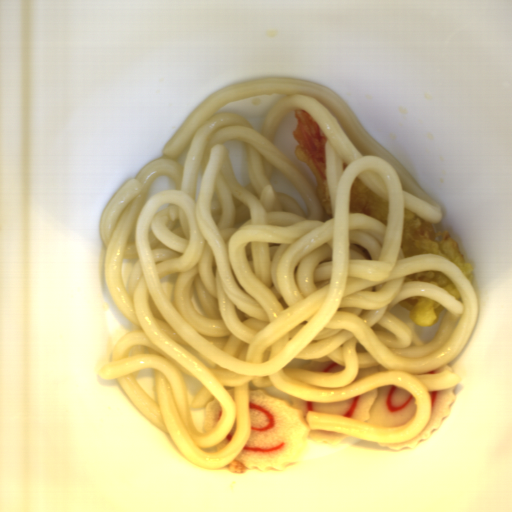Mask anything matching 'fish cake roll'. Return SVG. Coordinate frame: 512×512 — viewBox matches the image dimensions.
I'll return each mask as SVG.
<instances>
[{
	"label": "fish cake roll",
	"instance_id": "obj_1",
	"mask_svg": "<svg viewBox=\"0 0 512 512\" xmlns=\"http://www.w3.org/2000/svg\"><path fill=\"white\" fill-rule=\"evenodd\" d=\"M250 431L242 451L234 458L244 469L265 473L282 471L298 462L309 442L337 444L349 436L309 429L308 411L353 418L380 427H398L416 412V398L394 385L375 388L351 399L311 402L291 395L289 400L249 387Z\"/></svg>",
	"mask_w": 512,
	"mask_h": 512
},
{
	"label": "fish cake roll",
	"instance_id": "obj_2",
	"mask_svg": "<svg viewBox=\"0 0 512 512\" xmlns=\"http://www.w3.org/2000/svg\"><path fill=\"white\" fill-rule=\"evenodd\" d=\"M457 386L433 392H428L431 400V416L423 430L408 441L400 443H379L378 445L390 450L399 451L404 447L416 448L420 441L430 438L433 430L441 428L444 418L452 414L450 405L457 400Z\"/></svg>",
	"mask_w": 512,
	"mask_h": 512
},
{
	"label": "fish cake roll",
	"instance_id": "obj_3",
	"mask_svg": "<svg viewBox=\"0 0 512 512\" xmlns=\"http://www.w3.org/2000/svg\"><path fill=\"white\" fill-rule=\"evenodd\" d=\"M222 416V406L220 401L215 397L209 401L205 407V417L203 420V428L205 432L212 430L220 421Z\"/></svg>",
	"mask_w": 512,
	"mask_h": 512
},
{
	"label": "fish cake roll",
	"instance_id": "obj_4",
	"mask_svg": "<svg viewBox=\"0 0 512 512\" xmlns=\"http://www.w3.org/2000/svg\"><path fill=\"white\" fill-rule=\"evenodd\" d=\"M346 367L341 366L334 361H310L309 363L302 366L301 369L312 370L318 373H335L341 370H345Z\"/></svg>",
	"mask_w": 512,
	"mask_h": 512
},
{
	"label": "fish cake roll",
	"instance_id": "obj_5",
	"mask_svg": "<svg viewBox=\"0 0 512 512\" xmlns=\"http://www.w3.org/2000/svg\"><path fill=\"white\" fill-rule=\"evenodd\" d=\"M358 370H359L358 376H357V378L353 382L359 380L360 378H362V377H364L366 375H370V374L381 372V371H387L380 364L379 365H375V366H371V367H367V368H358Z\"/></svg>",
	"mask_w": 512,
	"mask_h": 512
},
{
	"label": "fish cake roll",
	"instance_id": "obj_6",
	"mask_svg": "<svg viewBox=\"0 0 512 512\" xmlns=\"http://www.w3.org/2000/svg\"><path fill=\"white\" fill-rule=\"evenodd\" d=\"M235 431H236V418H235L234 425H233L231 431L228 433V435L224 438V440L222 442L216 444V446H215L216 452L219 450H222L224 447H226L232 441V439L235 435Z\"/></svg>",
	"mask_w": 512,
	"mask_h": 512
},
{
	"label": "fish cake roll",
	"instance_id": "obj_7",
	"mask_svg": "<svg viewBox=\"0 0 512 512\" xmlns=\"http://www.w3.org/2000/svg\"><path fill=\"white\" fill-rule=\"evenodd\" d=\"M445 371H449V372H452V373H455L456 372L452 369V367L447 363L445 364L444 366L438 368V369H435V370H432V371H429V372H425V373H429V374H442L443 372Z\"/></svg>",
	"mask_w": 512,
	"mask_h": 512
}]
</instances>
